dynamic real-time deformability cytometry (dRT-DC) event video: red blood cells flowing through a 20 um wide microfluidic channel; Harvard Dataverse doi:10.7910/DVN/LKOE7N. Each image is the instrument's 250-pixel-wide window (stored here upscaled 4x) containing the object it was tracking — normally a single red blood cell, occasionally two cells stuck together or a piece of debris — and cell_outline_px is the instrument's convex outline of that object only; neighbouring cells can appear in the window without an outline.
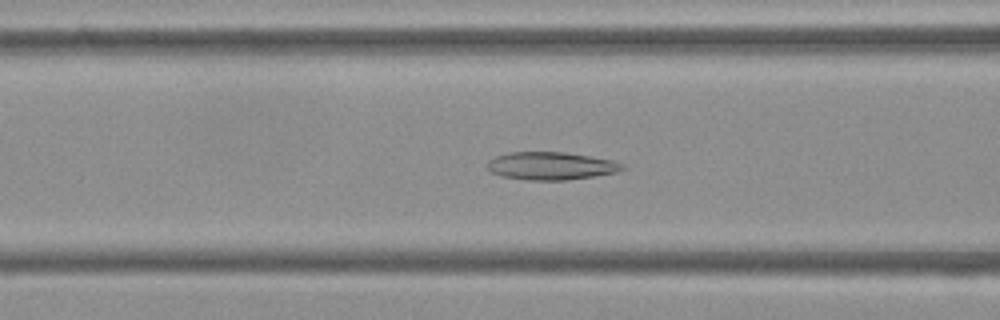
{"species": "Egyptian fruit bat (a non-hibernating species)", "species_latin": "Rousettus aegyptiacus", "temperature_condition": "cold", "stored_images_in_passage": 39, "camera_frame_rate_fps": 3000, "um_per_image_px": 0.085, "frame": {"image": 1, "passage_image": 6, "time_ms": 1.667, "image_size_px": [1000, 320], "cell_outline_px": [[628, 168], [616, 172], [568, 180], [524, 180], [500, 176], [488, 172], [484, 164], [488, 160], [496, 156], [508, 152], [564, 152], [612, 160], [624, 164]], "centroid_in_image_um": [46.76, 14.1], "position_along_channel_um": 119.8, "area_um2": 22.2}}
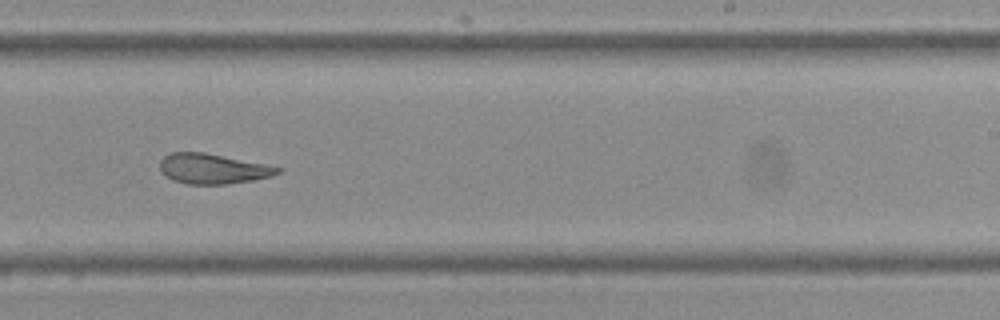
{"frame": {"image": 2, "passage_image": 18, "time_ms": 5.667, "image_size_px": [1000, 320], "cell_outline_px": [[280, 172], [272, 176], [252, 180], [228, 184], [188, 184], [176, 180], [160, 172], [160, 160], [164, 156], [172, 152], [204, 152], [264, 164], [280, 168]], "centroid_in_image_um": [18.06, 14.34], "position_along_channel_um": 270.9, "area_um2": 20.35}}
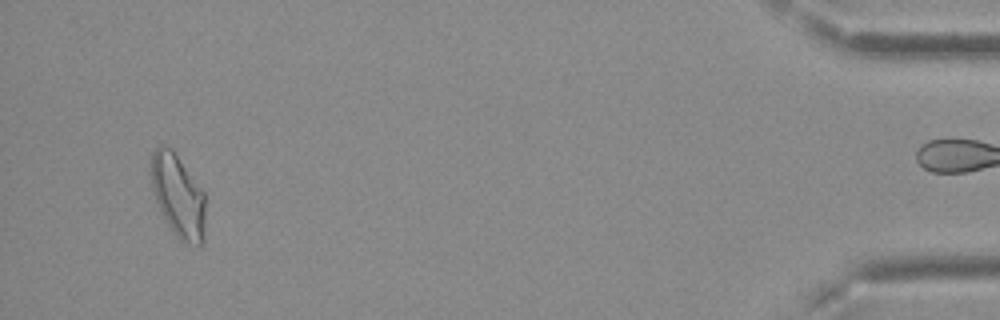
{"frame": {"image": 3, "passage_image": 36, "time_ms": 11.667, "image_size_px": [1000, 320], "cell_outline_px": [[204, 240], [200, 244], [196, 244], [180, 240], [172, 232], [160, 212], [152, 188], [148, 172], [152, 152], [160, 144], [172, 148], [204, 192]], "centroid_in_image_um": [15.08, 16.6], "position_along_channel_um": 420.1, "area_um2": 26.47}, "authors_computed_cell_mechanics": {"area_um2": 22.0796, "velocity_mm_per_s": 3.775, "shape_relaxation_time_tau1_ms": null, "shape_relaxation_time_tau2_ms": 2.6634, "deformation_change_tau1": null, "deformation_change_tau2": 0.0946}}